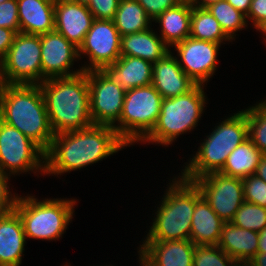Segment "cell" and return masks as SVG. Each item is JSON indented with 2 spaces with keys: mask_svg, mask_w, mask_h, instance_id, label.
Masks as SVG:
<instances>
[{
  "mask_svg": "<svg viewBox=\"0 0 266 266\" xmlns=\"http://www.w3.org/2000/svg\"><path fill=\"white\" fill-rule=\"evenodd\" d=\"M127 145L111 126L93 124L84 129L54 135L45 152V174L80 170L124 149Z\"/></svg>",
  "mask_w": 266,
  "mask_h": 266,
  "instance_id": "cell-1",
  "label": "cell"
},
{
  "mask_svg": "<svg viewBox=\"0 0 266 266\" xmlns=\"http://www.w3.org/2000/svg\"><path fill=\"white\" fill-rule=\"evenodd\" d=\"M38 85L55 135L93 125L87 71L46 79Z\"/></svg>",
  "mask_w": 266,
  "mask_h": 266,
  "instance_id": "cell-2",
  "label": "cell"
},
{
  "mask_svg": "<svg viewBox=\"0 0 266 266\" xmlns=\"http://www.w3.org/2000/svg\"><path fill=\"white\" fill-rule=\"evenodd\" d=\"M2 121L18 129L45 152L54 132L39 85L5 84L1 94Z\"/></svg>",
  "mask_w": 266,
  "mask_h": 266,
  "instance_id": "cell-3",
  "label": "cell"
},
{
  "mask_svg": "<svg viewBox=\"0 0 266 266\" xmlns=\"http://www.w3.org/2000/svg\"><path fill=\"white\" fill-rule=\"evenodd\" d=\"M201 196L200 189L193 181L181 176L174 177L143 241L190 240L192 216L196 201Z\"/></svg>",
  "mask_w": 266,
  "mask_h": 266,
  "instance_id": "cell-4",
  "label": "cell"
},
{
  "mask_svg": "<svg viewBox=\"0 0 266 266\" xmlns=\"http://www.w3.org/2000/svg\"><path fill=\"white\" fill-rule=\"evenodd\" d=\"M233 114L219 122L206 136L195 155L185 163L180 174L182 178L194 181L207 174L220 172L229 154L248 139L246 110Z\"/></svg>",
  "mask_w": 266,
  "mask_h": 266,
  "instance_id": "cell-5",
  "label": "cell"
},
{
  "mask_svg": "<svg viewBox=\"0 0 266 266\" xmlns=\"http://www.w3.org/2000/svg\"><path fill=\"white\" fill-rule=\"evenodd\" d=\"M76 199L38 200L35 196H18L14 210L18 213L26 238L58 240L74 216Z\"/></svg>",
  "mask_w": 266,
  "mask_h": 266,
  "instance_id": "cell-6",
  "label": "cell"
},
{
  "mask_svg": "<svg viewBox=\"0 0 266 266\" xmlns=\"http://www.w3.org/2000/svg\"><path fill=\"white\" fill-rule=\"evenodd\" d=\"M203 87L205 86L196 84L185 94L164 98L157 123L142 142L166 147L180 135L196 128L207 103Z\"/></svg>",
  "mask_w": 266,
  "mask_h": 266,
  "instance_id": "cell-7",
  "label": "cell"
},
{
  "mask_svg": "<svg viewBox=\"0 0 266 266\" xmlns=\"http://www.w3.org/2000/svg\"><path fill=\"white\" fill-rule=\"evenodd\" d=\"M162 100L152 84L126 90L119 122L113 128L127 146L142 143L151 133L157 123Z\"/></svg>",
  "mask_w": 266,
  "mask_h": 266,
  "instance_id": "cell-8",
  "label": "cell"
},
{
  "mask_svg": "<svg viewBox=\"0 0 266 266\" xmlns=\"http://www.w3.org/2000/svg\"><path fill=\"white\" fill-rule=\"evenodd\" d=\"M0 170L10 177L29 171L45 175V151L3 121L0 122Z\"/></svg>",
  "mask_w": 266,
  "mask_h": 266,
  "instance_id": "cell-9",
  "label": "cell"
},
{
  "mask_svg": "<svg viewBox=\"0 0 266 266\" xmlns=\"http://www.w3.org/2000/svg\"><path fill=\"white\" fill-rule=\"evenodd\" d=\"M5 84L42 83L41 35L18 32L1 62Z\"/></svg>",
  "mask_w": 266,
  "mask_h": 266,
  "instance_id": "cell-10",
  "label": "cell"
},
{
  "mask_svg": "<svg viewBox=\"0 0 266 266\" xmlns=\"http://www.w3.org/2000/svg\"><path fill=\"white\" fill-rule=\"evenodd\" d=\"M214 212L231 222L244 200L242 178L220 172L207 174L193 181Z\"/></svg>",
  "mask_w": 266,
  "mask_h": 266,
  "instance_id": "cell-11",
  "label": "cell"
},
{
  "mask_svg": "<svg viewBox=\"0 0 266 266\" xmlns=\"http://www.w3.org/2000/svg\"><path fill=\"white\" fill-rule=\"evenodd\" d=\"M87 80L93 124L114 127L120 119L126 90L99 70L87 71Z\"/></svg>",
  "mask_w": 266,
  "mask_h": 266,
  "instance_id": "cell-12",
  "label": "cell"
},
{
  "mask_svg": "<svg viewBox=\"0 0 266 266\" xmlns=\"http://www.w3.org/2000/svg\"><path fill=\"white\" fill-rule=\"evenodd\" d=\"M120 43L121 35L113 20L94 19L79 47V57L84 54L90 62L81 67L83 71L99 70L115 63L121 57Z\"/></svg>",
  "mask_w": 266,
  "mask_h": 266,
  "instance_id": "cell-13",
  "label": "cell"
},
{
  "mask_svg": "<svg viewBox=\"0 0 266 266\" xmlns=\"http://www.w3.org/2000/svg\"><path fill=\"white\" fill-rule=\"evenodd\" d=\"M221 44L188 37L173 47L179 66L196 84L205 85L217 69ZM180 58V60H179Z\"/></svg>",
  "mask_w": 266,
  "mask_h": 266,
  "instance_id": "cell-14",
  "label": "cell"
},
{
  "mask_svg": "<svg viewBox=\"0 0 266 266\" xmlns=\"http://www.w3.org/2000/svg\"><path fill=\"white\" fill-rule=\"evenodd\" d=\"M80 60L79 48L69 42L57 31L41 35L42 82L55 77H68L83 71L70 70L74 61Z\"/></svg>",
  "mask_w": 266,
  "mask_h": 266,
  "instance_id": "cell-15",
  "label": "cell"
},
{
  "mask_svg": "<svg viewBox=\"0 0 266 266\" xmlns=\"http://www.w3.org/2000/svg\"><path fill=\"white\" fill-rule=\"evenodd\" d=\"M55 31L79 48L91 28L94 17L86 5L71 0L55 3Z\"/></svg>",
  "mask_w": 266,
  "mask_h": 266,
  "instance_id": "cell-16",
  "label": "cell"
},
{
  "mask_svg": "<svg viewBox=\"0 0 266 266\" xmlns=\"http://www.w3.org/2000/svg\"><path fill=\"white\" fill-rule=\"evenodd\" d=\"M171 51L153 63L152 85L162 98H173L189 92L196 83L184 73Z\"/></svg>",
  "mask_w": 266,
  "mask_h": 266,
  "instance_id": "cell-17",
  "label": "cell"
},
{
  "mask_svg": "<svg viewBox=\"0 0 266 266\" xmlns=\"http://www.w3.org/2000/svg\"><path fill=\"white\" fill-rule=\"evenodd\" d=\"M152 70V62L131 56H121L115 63L99 69L107 79L125 90L152 84Z\"/></svg>",
  "mask_w": 266,
  "mask_h": 266,
  "instance_id": "cell-18",
  "label": "cell"
},
{
  "mask_svg": "<svg viewBox=\"0 0 266 266\" xmlns=\"http://www.w3.org/2000/svg\"><path fill=\"white\" fill-rule=\"evenodd\" d=\"M26 239L18 213H0V266H20Z\"/></svg>",
  "mask_w": 266,
  "mask_h": 266,
  "instance_id": "cell-19",
  "label": "cell"
},
{
  "mask_svg": "<svg viewBox=\"0 0 266 266\" xmlns=\"http://www.w3.org/2000/svg\"><path fill=\"white\" fill-rule=\"evenodd\" d=\"M139 249L156 266H192L195 244L191 240L144 241Z\"/></svg>",
  "mask_w": 266,
  "mask_h": 266,
  "instance_id": "cell-20",
  "label": "cell"
},
{
  "mask_svg": "<svg viewBox=\"0 0 266 266\" xmlns=\"http://www.w3.org/2000/svg\"><path fill=\"white\" fill-rule=\"evenodd\" d=\"M258 240V232L224 222L218 246L243 266L257 254Z\"/></svg>",
  "mask_w": 266,
  "mask_h": 266,
  "instance_id": "cell-21",
  "label": "cell"
},
{
  "mask_svg": "<svg viewBox=\"0 0 266 266\" xmlns=\"http://www.w3.org/2000/svg\"><path fill=\"white\" fill-rule=\"evenodd\" d=\"M20 32L42 35L55 30V4L46 0H17Z\"/></svg>",
  "mask_w": 266,
  "mask_h": 266,
  "instance_id": "cell-22",
  "label": "cell"
},
{
  "mask_svg": "<svg viewBox=\"0 0 266 266\" xmlns=\"http://www.w3.org/2000/svg\"><path fill=\"white\" fill-rule=\"evenodd\" d=\"M153 28L121 37V56L141 58L152 63L157 62L171 50Z\"/></svg>",
  "mask_w": 266,
  "mask_h": 266,
  "instance_id": "cell-23",
  "label": "cell"
},
{
  "mask_svg": "<svg viewBox=\"0 0 266 266\" xmlns=\"http://www.w3.org/2000/svg\"><path fill=\"white\" fill-rule=\"evenodd\" d=\"M224 221L201 196L192 216L190 240L195 245H218Z\"/></svg>",
  "mask_w": 266,
  "mask_h": 266,
  "instance_id": "cell-24",
  "label": "cell"
},
{
  "mask_svg": "<svg viewBox=\"0 0 266 266\" xmlns=\"http://www.w3.org/2000/svg\"><path fill=\"white\" fill-rule=\"evenodd\" d=\"M192 5L180 3L164 11L153 22L159 23V36L170 47L190 37ZM161 31V32H160Z\"/></svg>",
  "mask_w": 266,
  "mask_h": 266,
  "instance_id": "cell-25",
  "label": "cell"
},
{
  "mask_svg": "<svg viewBox=\"0 0 266 266\" xmlns=\"http://www.w3.org/2000/svg\"><path fill=\"white\" fill-rule=\"evenodd\" d=\"M262 155L253 143L247 139L229 154L220 173L239 178L253 175Z\"/></svg>",
  "mask_w": 266,
  "mask_h": 266,
  "instance_id": "cell-26",
  "label": "cell"
},
{
  "mask_svg": "<svg viewBox=\"0 0 266 266\" xmlns=\"http://www.w3.org/2000/svg\"><path fill=\"white\" fill-rule=\"evenodd\" d=\"M113 22L122 37L149 29L153 21L137 0H120Z\"/></svg>",
  "mask_w": 266,
  "mask_h": 266,
  "instance_id": "cell-27",
  "label": "cell"
},
{
  "mask_svg": "<svg viewBox=\"0 0 266 266\" xmlns=\"http://www.w3.org/2000/svg\"><path fill=\"white\" fill-rule=\"evenodd\" d=\"M190 37L222 44L232 40L221 29L219 22L207 8L192 6Z\"/></svg>",
  "mask_w": 266,
  "mask_h": 266,
  "instance_id": "cell-28",
  "label": "cell"
},
{
  "mask_svg": "<svg viewBox=\"0 0 266 266\" xmlns=\"http://www.w3.org/2000/svg\"><path fill=\"white\" fill-rule=\"evenodd\" d=\"M207 9L231 40L237 35L235 32L243 30L248 25L246 15L234 8L226 0H220L210 5Z\"/></svg>",
  "mask_w": 266,
  "mask_h": 266,
  "instance_id": "cell-29",
  "label": "cell"
},
{
  "mask_svg": "<svg viewBox=\"0 0 266 266\" xmlns=\"http://www.w3.org/2000/svg\"><path fill=\"white\" fill-rule=\"evenodd\" d=\"M245 110L248 139L262 154H266V100Z\"/></svg>",
  "mask_w": 266,
  "mask_h": 266,
  "instance_id": "cell-30",
  "label": "cell"
},
{
  "mask_svg": "<svg viewBox=\"0 0 266 266\" xmlns=\"http://www.w3.org/2000/svg\"><path fill=\"white\" fill-rule=\"evenodd\" d=\"M231 222L243 229L259 233L266 227V208L244 201Z\"/></svg>",
  "mask_w": 266,
  "mask_h": 266,
  "instance_id": "cell-31",
  "label": "cell"
},
{
  "mask_svg": "<svg viewBox=\"0 0 266 266\" xmlns=\"http://www.w3.org/2000/svg\"><path fill=\"white\" fill-rule=\"evenodd\" d=\"M192 266H241L218 245H196Z\"/></svg>",
  "mask_w": 266,
  "mask_h": 266,
  "instance_id": "cell-32",
  "label": "cell"
},
{
  "mask_svg": "<svg viewBox=\"0 0 266 266\" xmlns=\"http://www.w3.org/2000/svg\"><path fill=\"white\" fill-rule=\"evenodd\" d=\"M244 200L266 208V182L255 174L242 178Z\"/></svg>",
  "mask_w": 266,
  "mask_h": 266,
  "instance_id": "cell-33",
  "label": "cell"
},
{
  "mask_svg": "<svg viewBox=\"0 0 266 266\" xmlns=\"http://www.w3.org/2000/svg\"><path fill=\"white\" fill-rule=\"evenodd\" d=\"M0 27L20 32L17 0L0 3Z\"/></svg>",
  "mask_w": 266,
  "mask_h": 266,
  "instance_id": "cell-34",
  "label": "cell"
},
{
  "mask_svg": "<svg viewBox=\"0 0 266 266\" xmlns=\"http://www.w3.org/2000/svg\"><path fill=\"white\" fill-rule=\"evenodd\" d=\"M120 0H90L87 7L94 19L113 20Z\"/></svg>",
  "mask_w": 266,
  "mask_h": 266,
  "instance_id": "cell-35",
  "label": "cell"
},
{
  "mask_svg": "<svg viewBox=\"0 0 266 266\" xmlns=\"http://www.w3.org/2000/svg\"><path fill=\"white\" fill-rule=\"evenodd\" d=\"M8 180H10V176L0 170V213L14 209L18 199V194L11 193Z\"/></svg>",
  "mask_w": 266,
  "mask_h": 266,
  "instance_id": "cell-36",
  "label": "cell"
},
{
  "mask_svg": "<svg viewBox=\"0 0 266 266\" xmlns=\"http://www.w3.org/2000/svg\"><path fill=\"white\" fill-rule=\"evenodd\" d=\"M137 2L145 9L152 21L167 9L180 4L179 0H137Z\"/></svg>",
  "mask_w": 266,
  "mask_h": 266,
  "instance_id": "cell-37",
  "label": "cell"
},
{
  "mask_svg": "<svg viewBox=\"0 0 266 266\" xmlns=\"http://www.w3.org/2000/svg\"><path fill=\"white\" fill-rule=\"evenodd\" d=\"M254 28H257L262 22L266 20V0H252L250 9L246 15Z\"/></svg>",
  "mask_w": 266,
  "mask_h": 266,
  "instance_id": "cell-38",
  "label": "cell"
},
{
  "mask_svg": "<svg viewBox=\"0 0 266 266\" xmlns=\"http://www.w3.org/2000/svg\"><path fill=\"white\" fill-rule=\"evenodd\" d=\"M16 34L14 30L0 27V62L6 57Z\"/></svg>",
  "mask_w": 266,
  "mask_h": 266,
  "instance_id": "cell-39",
  "label": "cell"
},
{
  "mask_svg": "<svg viewBox=\"0 0 266 266\" xmlns=\"http://www.w3.org/2000/svg\"><path fill=\"white\" fill-rule=\"evenodd\" d=\"M234 8L247 15L250 9V4L252 0H226Z\"/></svg>",
  "mask_w": 266,
  "mask_h": 266,
  "instance_id": "cell-40",
  "label": "cell"
},
{
  "mask_svg": "<svg viewBox=\"0 0 266 266\" xmlns=\"http://www.w3.org/2000/svg\"><path fill=\"white\" fill-rule=\"evenodd\" d=\"M255 175L266 182V154L260 157Z\"/></svg>",
  "mask_w": 266,
  "mask_h": 266,
  "instance_id": "cell-41",
  "label": "cell"
},
{
  "mask_svg": "<svg viewBox=\"0 0 266 266\" xmlns=\"http://www.w3.org/2000/svg\"><path fill=\"white\" fill-rule=\"evenodd\" d=\"M245 266H266V253H257Z\"/></svg>",
  "mask_w": 266,
  "mask_h": 266,
  "instance_id": "cell-42",
  "label": "cell"
},
{
  "mask_svg": "<svg viewBox=\"0 0 266 266\" xmlns=\"http://www.w3.org/2000/svg\"><path fill=\"white\" fill-rule=\"evenodd\" d=\"M257 253H266V227L259 232Z\"/></svg>",
  "mask_w": 266,
  "mask_h": 266,
  "instance_id": "cell-43",
  "label": "cell"
},
{
  "mask_svg": "<svg viewBox=\"0 0 266 266\" xmlns=\"http://www.w3.org/2000/svg\"><path fill=\"white\" fill-rule=\"evenodd\" d=\"M139 253V266H156L151 259H149L140 249H138Z\"/></svg>",
  "mask_w": 266,
  "mask_h": 266,
  "instance_id": "cell-44",
  "label": "cell"
},
{
  "mask_svg": "<svg viewBox=\"0 0 266 266\" xmlns=\"http://www.w3.org/2000/svg\"><path fill=\"white\" fill-rule=\"evenodd\" d=\"M220 0H196L192 6L198 8H208L210 5L218 2Z\"/></svg>",
  "mask_w": 266,
  "mask_h": 266,
  "instance_id": "cell-45",
  "label": "cell"
},
{
  "mask_svg": "<svg viewBox=\"0 0 266 266\" xmlns=\"http://www.w3.org/2000/svg\"><path fill=\"white\" fill-rule=\"evenodd\" d=\"M257 31L261 32L263 34V37H266V20L262 22L257 28ZM266 43V38L264 39ZM266 45V44H265Z\"/></svg>",
  "mask_w": 266,
  "mask_h": 266,
  "instance_id": "cell-46",
  "label": "cell"
},
{
  "mask_svg": "<svg viewBox=\"0 0 266 266\" xmlns=\"http://www.w3.org/2000/svg\"><path fill=\"white\" fill-rule=\"evenodd\" d=\"M5 82L3 80V78H0V102H1V94L4 88Z\"/></svg>",
  "mask_w": 266,
  "mask_h": 266,
  "instance_id": "cell-47",
  "label": "cell"
},
{
  "mask_svg": "<svg viewBox=\"0 0 266 266\" xmlns=\"http://www.w3.org/2000/svg\"><path fill=\"white\" fill-rule=\"evenodd\" d=\"M71 1L77 2L79 4H82V5H86L87 6L90 0H71Z\"/></svg>",
  "mask_w": 266,
  "mask_h": 266,
  "instance_id": "cell-48",
  "label": "cell"
},
{
  "mask_svg": "<svg viewBox=\"0 0 266 266\" xmlns=\"http://www.w3.org/2000/svg\"><path fill=\"white\" fill-rule=\"evenodd\" d=\"M196 0H179L180 3H186L192 5Z\"/></svg>",
  "mask_w": 266,
  "mask_h": 266,
  "instance_id": "cell-49",
  "label": "cell"
},
{
  "mask_svg": "<svg viewBox=\"0 0 266 266\" xmlns=\"http://www.w3.org/2000/svg\"><path fill=\"white\" fill-rule=\"evenodd\" d=\"M46 1L55 4V3H56L57 1H59V0H46Z\"/></svg>",
  "mask_w": 266,
  "mask_h": 266,
  "instance_id": "cell-50",
  "label": "cell"
},
{
  "mask_svg": "<svg viewBox=\"0 0 266 266\" xmlns=\"http://www.w3.org/2000/svg\"><path fill=\"white\" fill-rule=\"evenodd\" d=\"M2 121L1 108H0V122Z\"/></svg>",
  "mask_w": 266,
  "mask_h": 266,
  "instance_id": "cell-51",
  "label": "cell"
},
{
  "mask_svg": "<svg viewBox=\"0 0 266 266\" xmlns=\"http://www.w3.org/2000/svg\"><path fill=\"white\" fill-rule=\"evenodd\" d=\"M0 78H2V76H1V62H0Z\"/></svg>",
  "mask_w": 266,
  "mask_h": 266,
  "instance_id": "cell-52",
  "label": "cell"
}]
</instances>
